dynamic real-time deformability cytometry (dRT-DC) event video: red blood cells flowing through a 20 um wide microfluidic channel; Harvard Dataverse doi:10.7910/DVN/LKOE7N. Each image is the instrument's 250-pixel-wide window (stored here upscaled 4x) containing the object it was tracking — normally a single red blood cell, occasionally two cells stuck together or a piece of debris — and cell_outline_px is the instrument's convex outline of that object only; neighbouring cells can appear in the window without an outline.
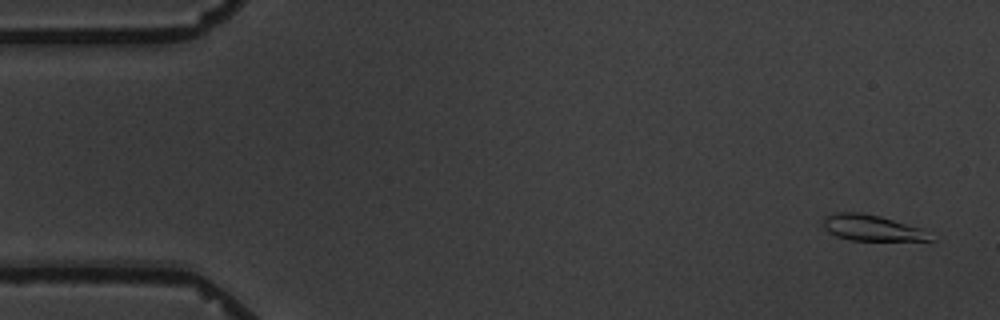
{"species": "common noctule bat (a hibernating species)", "species_latin": "Nyctalus noctula", "temperature_condition": "warm", "stored_images_in_passage": 5, "camera_frame_rate_fps": 3000, "um_per_image_px": 0.085, "animal": {"sex": "male", "body_mass_g": 19.5, "forearm_length_mm": 54.6}, "frame": {"image": 1, "passage_image": 1, "time_ms": 0.0, "image_size_px": [1000, 320], "cell_outline_px": [[936, 240], [852, 240], [836, 236], [828, 232], [824, 228], [824, 216], [836, 212], [860, 212], [880, 216], [920, 228]], "centroid_in_image_um": [74.05, 19.36], "position_along_channel_um": 11.0, "area_um2": 15.9}}